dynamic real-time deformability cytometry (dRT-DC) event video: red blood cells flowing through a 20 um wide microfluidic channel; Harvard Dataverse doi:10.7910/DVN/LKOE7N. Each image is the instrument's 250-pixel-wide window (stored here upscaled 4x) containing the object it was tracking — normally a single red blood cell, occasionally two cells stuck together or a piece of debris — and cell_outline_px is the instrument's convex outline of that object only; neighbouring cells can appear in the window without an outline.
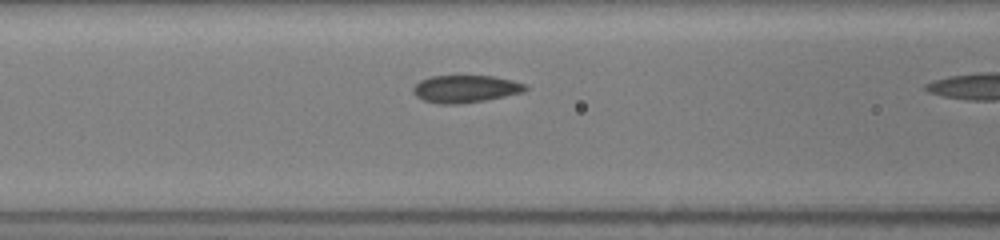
{"species": "common noctule bat (a hibernating species)", "species_latin": "Nyctalus noctula", "temperature_condition": "room temperature", "stored_images_in_passage": 9, "camera_frame_rate_fps": 3000, "um_per_image_px": 0.085, "animal": {"sex": "female", "body_mass_g": 19.5, "forearm_length_mm": 54.1}, "frame": {"image": 1, "passage_image": 8, "time_ms": 2.333, "image_size_px": [1000, 240], "cell_outline_px": [[528, 88], [524, 92], [484, 100], [456, 104], [440, 104], [424, 100], [416, 96], [412, 92], [412, 88], [420, 80], [432, 76], [492, 76], [512, 80], [524, 84]], "centroid_in_image_um": [39.54, 7.55], "position_along_channel_um": 127.1, "area_um2": 17.74}}